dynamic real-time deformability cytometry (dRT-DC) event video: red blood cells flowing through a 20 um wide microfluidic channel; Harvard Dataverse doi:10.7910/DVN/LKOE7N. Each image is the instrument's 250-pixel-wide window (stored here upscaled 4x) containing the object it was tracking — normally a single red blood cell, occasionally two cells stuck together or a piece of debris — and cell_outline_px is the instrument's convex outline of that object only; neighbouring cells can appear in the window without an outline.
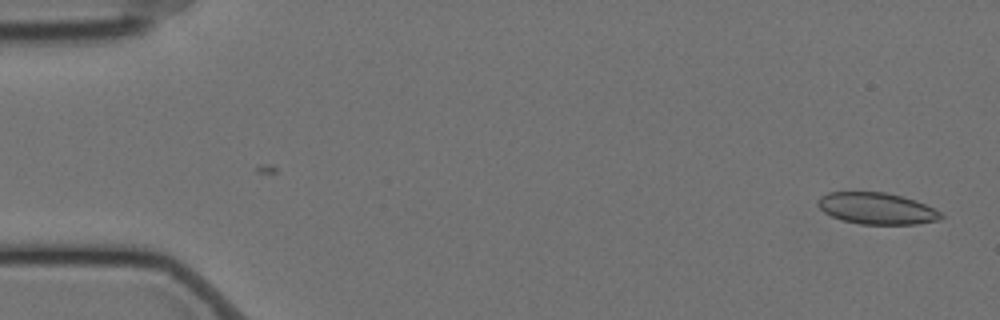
{"species": "Egyptian fruit bat (a non-hibernating species)", "species_latin": "Rousettus aegyptiacus", "temperature_condition": "cold", "stored_images_in_passage": 57, "camera_frame_rate_fps": 3000, "um_per_image_px": 0.085, "animal": {"sex": "female"}, "frame": {"image": 1, "passage_image": 1, "time_ms": 0.0, "image_size_px": [1000, 320], "cell_outline_px": [[944, 216], [940, 220], [916, 224], [860, 224], [844, 220], [832, 216], [824, 212], [816, 204], [816, 200], [820, 196], [828, 192], [884, 192], [916, 200], [940, 212]], "centroid_in_image_um": [74.5, 17.71], "position_along_channel_um": 10.5, "area_um2": 22.54}}
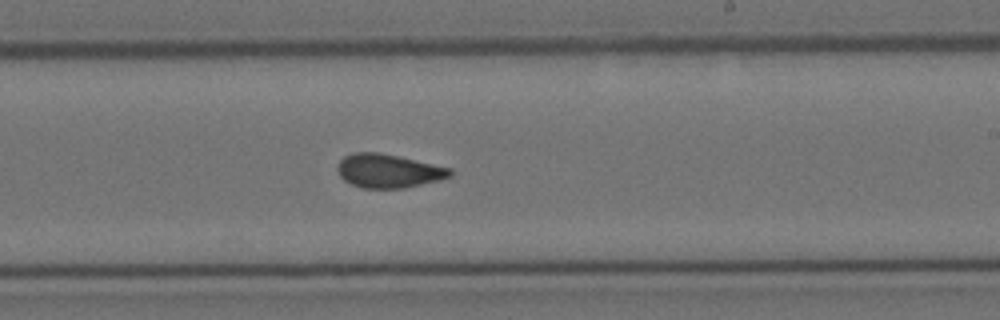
{"frame": {"image": 2, "passage_image": 33, "time_ms": 10.667, "image_size_px": [1000, 320], "cell_outline_px": [[452, 176], [440, 180], [404, 188], [364, 188], [352, 184], [344, 180], [340, 176], [336, 168], [340, 160], [344, 156], [352, 152], [380, 152], [452, 168]], "centroid_in_image_um": [33.01, 14.52], "position_along_channel_um": 256.0, "area_um2": 22.2}}
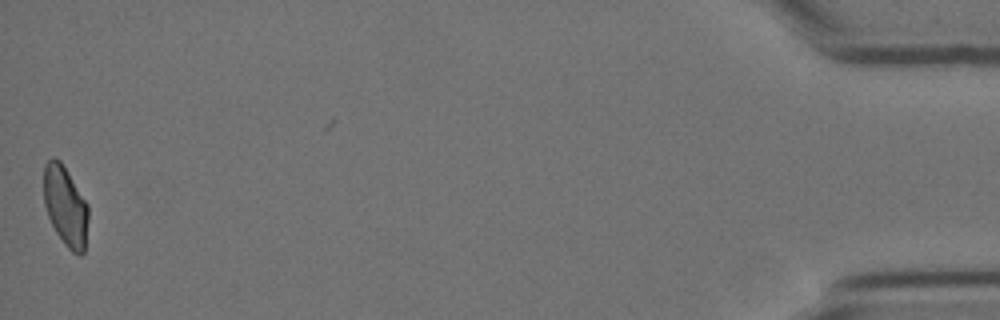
{"frame": {"image": 3, "passage_image": 56, "time_ms": 18.333, "image_size_px": [1000, 320], "cell_outline_px": [[88, 220], [84, 252], [80, 256], [72, 252], [64, 244], [56, 232], [48, 216], [44, 204], [44, 164], [52, 156], [60, 160], [88, 204]], "centroid_in_image_um": [5.56, 17.52], "position_along_channel_um": 429.6, "area_um2": 20.75}, "authors_computed_cell_mechanics": {"area_um2": 22.1952, "velocity_mm_per_s": 3.502, "shape_relaxation_time_tau1_ms": null, "shape_relaxation_time_tau2_ms": 2.0192, "deformation_change_tau1": null, "deformation_change_tau2": 0.0624}}